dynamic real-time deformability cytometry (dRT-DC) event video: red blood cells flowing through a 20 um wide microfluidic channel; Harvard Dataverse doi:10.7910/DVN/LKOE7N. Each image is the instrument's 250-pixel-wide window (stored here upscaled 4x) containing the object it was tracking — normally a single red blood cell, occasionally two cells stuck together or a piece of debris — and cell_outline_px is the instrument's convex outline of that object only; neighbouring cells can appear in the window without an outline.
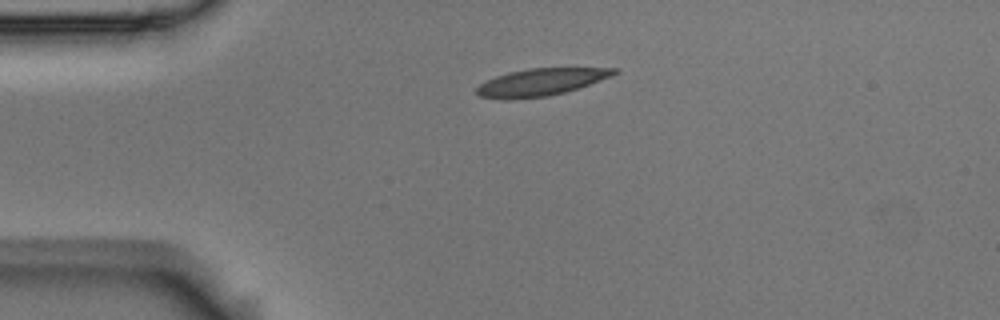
{"species": "Egyptian fruit bat (a non-hibernating species)", "species_latin": "Rousettus aegyptiacus", "temperature_condition": "room temperature", "stored_images_in_passage": 3, "camera_frame_rate_fps": 3000, "um_per_image_px": 0.085, "animal": {"sex": "male"}, "frame": {"image": 1, "passage_image": 1, "time_ms": 0.0, "image_size_px": [1000, 320], "cell_outline_px": [[620, 72], [612, 76], [564, 92], [548, 96], [508, 100], [480, 96], [476, 92], [476, 88], [480, 84], [496, 76], [508, 72], [528, 68], [620, 68]], "centroid_in_image_um": [45.98, 6.97], "position_along_channel_um": 39.0, "area_um2": 21.68}}
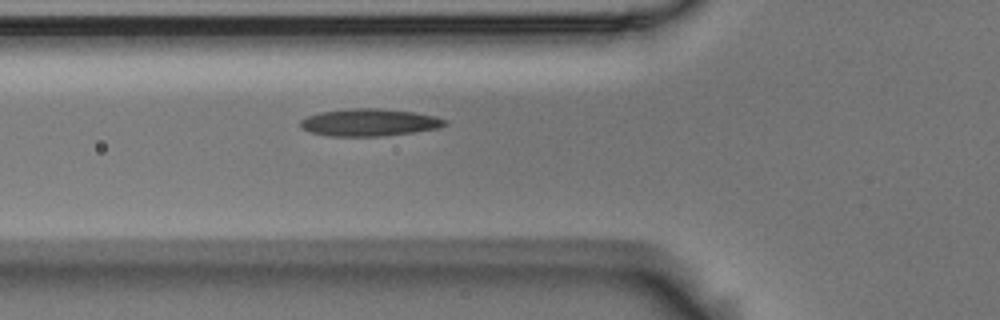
{"frame": {"image": 2, "passage_image": 3, "time_ms": 0.667, "image_size_px": [1000, 320], "cell_outline_px": [[448, 124], [440, 128], [384, 136], [328, 136], [308, 132], [300, 128], [300, 120], [308, 116], [320, 112], [348, 108], [380, 108], [412, 112], [436, 116], [448, 120]], "centroid_in_image_um": [31.38, 10.41], "position_along_channel_um": 94.4, "area_um2": 23.24}}